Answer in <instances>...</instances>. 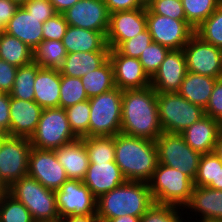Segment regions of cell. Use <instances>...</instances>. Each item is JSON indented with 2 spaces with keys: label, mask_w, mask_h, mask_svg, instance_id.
I'll return each mask as SVG.
<instances>
[{
  "label": "cell",
  "mask_w": 222,
  "mask_h": 222,
  "mask_svg": "<svg viewBox=\"0 0 222 222\" xmlns=\"http://www.w3.org/2000/svg\"><path fill=\"white\" fill-rule=\"evenodd\" d=\"M162 132L157 92L151 86L123 90L121 133L155 141Z\"/></svg>",
  "instance_id": "cell-1"
},
{
  "label": "cell",
  "mask_w": 222,
  "mask_h": 222,
  "mask_svg": "<svg viewBox=\"0 0 222 222\" xmlns=\"http://www.w3.org/2000/svg\"><path fill=\"white\" fill-rule=\"evenodd\" d=\"M114 141L115 163L124 178L148 183L159 163L155 141L121 132L114 136Z\"/></svg>",
  "instance_id": "cell-2"
},
{
  "label": "cell",
  "mask_w": 222,
  "mask_h": 222,
  "mask_svg": "<svg viewBox=\"0 0 222 222\" xmlns=\"http://www.w3.org/2000/svg\"><path fill=\"white\" fill-rule=\"evenodd\" d=\"M153 204L148 183L126 180L97 199L96 215L99 222L125 215L141 217Z\"/></svg>",
  "instance_id": "cell-3"
},
{
  "label": "cell",
  "mask_w": 222,
  "mask_h": 222,
  "mask_svg": "<svg viewBox=\"0 0 222 222\" xmlns=\"http://www.w3.org/2000/svg\"><path fill=\"white\" fill-rule=\"evenodd\" d=\"M7 192L19 200L30 212L35 222H58L54 190L45 188L36 179L25 176L14 181Z\"/></svg>",
  "instance_id": "cell-4"
},
{
  "label": "cell",
  "mask_w": 222,
  "mask_h": 222,
  "mask_svg": "<svg viewBox=\"0 0 222 222\" xmlns=\"http://www.w3.org/2000/svg\"><path fill=\"white\" fill-rule=\"evenodd\" d=\"M154 203L184 207L191 199L193 181L178 169L158 163L148 182Z\"/></svg>",
  "instance_id": "cell-5"
},
{
  "label": "cell",
  "mask_w": 222,
  "mask_h": 222,
  "mask_svg": "<svg viewBox=\"0 0 222 222\" xmlns=\"http://www.w3.org/2000/svg\"><path fill=\"white\" fill-rule=\"evenodd\" d=\"M159 122L162 130L181 134L193 123L205 116V110L178 92L157 93Z\"/></svg>",
  "instance_id": "cell-6"
},
{
  "label": "cell",
  "mask_w": 222,
  "mask_h": 222,
  "mask_svg": "<svg viewBox=\"0 0 222 222\" xmlns=\"http://www.w3.org/2000/svg\"><path fill=\"white\" fill-rule=\"evenodd\" d=\"M123 90H113L89 98V137L115 136L121 132Z\"/></svg>",
  "instance_id": "cell-7"
},
{
  "label": "cell",
  "mask_w": 222,
  "mask_h": 222,
  "mask_svg": "<svg viewBox=\"0 0 222 222\" xmlns=\"http://www.w3.org/2000/svg\"><path fill=\"white\" fill-rule=\"evenodd\" d=\"M78 137L73 133L65 109L45 108L35 132L29 138L32 147L55 150Z\"/></svg>",
  "instance_id": "cell-8"
},
{
  "label": "cell",
  "mask_w": 222,
  "mask_h": 222,
  "mask_svg": "<svg viewBox=\"0 0 222 222\" xmlns=\"http://www.w3.org/2000/svg\"><path fill=\"white\" fill-rule=\"evenodd\" d=\"M155 143L160 164L178 169L194 181L202 155L200 152L193 150L178 133L163 131Z\"/></svg>",
  "instance_id": "cell-9"
},
{
  "label": "cell",
  "mask_w": 222,
  "mask_h": 222,
  "mask_svg": "<svg viewBox=\"0 0 222 222\" xmlns=\"http://www.w3.org/2000/svg\"><path fill=\"white\" fill-rule=\"evenodd\" d=\"M31 148L26 137L8 135L0 141V179L7 187L28 175Z\"/></svg>",
  "instance_id": "cell-10"
},
{
  "label": "cell",
  "mask_w": 222,
  "mask_h": 222,
  "mask_svg": "<svg viewBox=\"0 0 222 222\" xmlns=\"http://www.w3.org/2000/svg\"><path fill=\"white\" fill-rule=\"evenodd\" d=\"M146 27L152 42L169 50H181L195 34V29L186 20L172 19L155 13H146Z\"/></svg>",
  "instance_id": "cell-11"
},
{
  "label": "cell",
  "mask_w": 222,
  "mask_h": 222,
  "mask_svg": "<svg viewBox=\"0 0 222 222\" xmlns=\"http://www.w3.org/2000/svg\"><path fill=\"white\" fill-rule=\"evenodd\" d=\"M182 50L188 72L222 78V49L194 34Z\"/></svg>",
  "instance_id": "cell-12"
},
{
  "label": "cell",
  "mask_w": 222,
  "mask_h": 222,
  "mask_svg": "<svg viewBox=\"0 0 222 222\" xmlns=\"http://www.w3.org/2000/svg\"><path fill=\"white\" fill-rule=\"evenodd\" d=\"M54 192L60 218L96 214L97 199L83 181L68 179Z\"/></svg>",
  "instance_id": "cell-13"
},
{
  "label": "cell",
  "mask_w": 222,
  "mask_h": 222,
  "mask_svg": "<svg viewBox=\"0 0 222 222\" xmlns=\"http://www.w3.org/2000/svg\"><path fill=\"white\" fill-rule=\"evenodd\" d=\"M28 176L54 191L68 180L55 151L35 147H32L29 153Z\"/></svg>",
  "instance_id": "cell-14"
},
{
  "label": "cell",
  "mask_w": 222,
  "mask_h": 222,
  "mask_svg": "<svg viewBox=\"0 0 222 222\" xmlns=\"http://www.w3.org/2000/svg\"><path fill=\"white\" fill-rule=\"evenodd\" d=\"M62 14L69 26L107 34L110 13L104 0H80Z\"/></svg>",
  "instance_id": "cell-15"
},
{
  "label": "cell",
  "mask_w": 222,
  "mask_h": 222,
  "mask_svg": "<svg viewBox=\"0 0 222 222\" xmlns=\"http://www.w3.org/2000/svg\"><path fill=\"white\" fill-rule=\"evenodd\" d=\"M146 8L116 11L110 14L106 43L116 49L123 41L146 29Z\"/></svg>",
  "instance_id": "cell-16"
},
{
  "label": "cell",
  "mask_w": 222,
  "mask_h": 222,
  "mask_svg": "<svg viewBox=\"0 0 222 222\" xmlns=\"http://www.w3.org/2000/svg\"><path fill=\"white\" fill-rule=\"evenodd\" d=\"M109 59L113 65L117 88L143 89L150 86L151 78L144 71L139 59L121 55L116 49H110Z\"/></svg>",
  "instance_id": "cell-17"
},
{
  "label": "cell",
  "mask_w": 222,
  "mask_h": 222,
  "mask_svg": "<svg viewBox=\"0 0 222 222\" xmlns=\"http://www.w3.org/2000/svg\"><path fill=\"white\" fill-rule=\"evenodd\" d=\"M187 73L183 50H170L151 78L150 86L157 93L178 92Z\"/></svg>",
  "instance_id": "cell-18"
},
{
  "label": "cell",
  "mask_w": 222,
  "mask_h": 222,
  "mask_svg": "<svg viewBox=\"0 0 222 222\" xmlns=\"http://www.w3.org/2000/svg\"><path fill=\"white\" fill-rule=\"evenodd\" d=\"M42 110L35 101L10 96V136L30 138L36 130Z\"/></svg>",
  "instance_id": "cell-19"
},
{
  "label": "cell",
  "mask_w": 222,
  "mask_h": 222,
  "mask_svg": "<svg viewBox=\"0 0 222 222\" xmlns=\"http://www.w3.org/2000/svg\"><path fill=\"white\" fill-rule=\"evenodd\" d=\"M83 183L98 199L103 194L123 184L124 178L119 166L115 162L89 163Z\"/></svg>",
  "instance_id": "cell-20"
},
{
  "label": "cell",
  "mask_w": 222,
  "mask_h": 222,
  "mask_svg": "<svg viewBox=\"0 0 222 222\" xmlns=\"http://www.w3.org/2000/svg\"><path fill=\"white\" fill-rule=\"evenodd\" d=\"M221 130L222 124L218 120L205 115L185 129L181 135L193 150L206 154L214 152Z\"/></svg>",
  "instance_id": "cell-21"
},
{
  "label": "cell",
  "mask_w": 222,
  "mask_h": 222,
  "mask_svg": "<svg viewBox=\"0 0 222 222\" xmlns=\"http://www.w3.org/2000/svg\"><path fill=\"white\" fill-rule=\"evenodd\" d=\"M42 27L43 22L40 18L19 6L5 25L4 32L18 38L33 50L43 40Z\"/></svg>",
  "instance_id": "cell-22"
},
{
  "label": "cell",
  "mask_w": 222,
  "mask_h": 222,
  "mask_svg": "<svg viewBox=\"0 0 222 222\" xmlns=\"http://www.w3.org/2000/svg\"><path fill=\"white\" fill-rule=\"evenodd\" d=\"M59 163L64 167L68 179L83 180L89 167L88 152L82 138L55 149Z\"/></svg>",
  "instance_id": "cell-23"
},
{
  "label": "cell",
  "mask_w": 222,
  "mask_h": 222,
  "mask_svg": "<svg viewBox=\"0 0 222 222\" xmlns=\"http://www.w3.org/2000/svg\"><path fill=\"white\" fill-rule=\"evenodd\" d=\"M190 211L201 215V220L222 221V190L209 187L193 186L191 199L184 207Z\"/></svg>",
  "instance_id": "cell-24"
},
{
  "label": "cell",
  "mask_w": 222,
  "mask_h": 222,
  "mask_svg": "<svg viewBox=\"0 0 222 222\" xmlns=\"http://www.w3.org/2000/svg\"><path fill=\"white\" fill-rule=\"evenodd\" d=\"M62 44L67 54L74 52L110 51L102 32L68 26Z\"/></svg>",
  "instance_id": "cell-25"
},
{
  "label": "cell",
  "mask_w": 222,
  "mask_h": 222,
  "mask_svg": "<svg viewBox=\"0 0 222 222\" xmlns=\"http://www.w3.org/2000/svg\"><path fill=\"white\" fill-rule=\"evenodd\" d=\"M60 85L59 69L40 68L34 81V101L43 109L59 107Z\"/></svg>",
  "instance_id": "cell-26"
},
{
  "label": "cell",
  "mask_w": 222,
  "mask_h": 222,
  "mask_svg": "<svg viewBox=\"0 0 222 222\" xmlns=\"http://www.w3.org/2000/svg\"><path fill=\"white\" fill-rule=\"evenodd\" d=\"M110 51L74 52L67 54L59 68L61 75L81 78L101 67L109 59Z\"/></svg>",
  "instance_id": "cell-27"
},
{
  "label": "cell",
  "mask_w": 222,
  "mask_h": 222,
  "mask_svg": "<svg viewBox=\"0 0 222 222\" xmlns=\"http://www.w3.org/2000/svg\"><path fill=\"white\" fill-rule=\"evenodd\" d=\"M217 79L187 71L178 93L191 103L205 109Z\"/></svg>",
  "instance_id": "cell-28"
},
{
  "label": "cell",
  "mask_w": 222,
  "mask_h": 222,
  "mask_svg": "<svg viewBox=\"0 0 222 222\" xmlns=\"http://www.w3.org/2000/svg\"><path fill=\"white\" fill-rule=\"evenodd\" d=\"M81 81L88 98L109 92L116 88L114 82V69L110 59L101 67L89 71L82 76Z\"/></svg>",
  "instance_id": "cell-29"
},
{
  "label": "cell",
  "mask_w": 222,
  "mask_h": 222,
  "mask_svg": "<svg viewBox=\"0 0 222 222\" xmlns=\"http://www.w3.org/2000/svg\"><path fill=\"white\" fill-rule=\"evenodd\" d=\"M0 58L17 67L33 61V51L18 38L0 32Z\"/></svg>",
  "instance_id": "cell-30"
},
{
  "label": "cell",
  "mask_w": 222,
  "mask_h": 222,
  "mask_svg": "<svg viewBox=\"0 0 222 222\" xmlns=\"http://www.w3.org/2000/svg\"><path fill=\"white\" fill-rule=\"evenodd\" d=\"M33 61L41 68L59 69L67 52L62 41L42 40L33 50Z\"/></svg>",
  "instance_id": "cell-31"
},
{
  "label": "cell",
  "mask_w": 222,
  "mask_h": 222,
  "mask_svg": "<svg viewBox=\"0 0 222 222\" xmlns=\"http://www.w3.org/2000/svg\"><path fill=\"white\" fill-rule=\"evenodd\" d=\"M40 68L34 61L25 66L18 67L13 88L9 95L25 101H34V81Z\"/></svg>",
  "instance_id": "cell-32"
},
{
  "label": "cell",
  "mask_w": 222,
  "mask_h": 222,
  "mask_svg": "<svg viewBox=\"0 0 222 222\" xmlns=\"http://www.w3.org/2000/svg\"><path fill=\"white\" fill-rule=\"evenodd\" d=\"M89 163L115 162L114 136L83 137Z\"/></svg>",
  "instance_id": "cell-33"
},
{
  "label": "cell",
  "mask_w": 222,
  "mask_h": 222,
  "mask_svg": "<svg viewBox=\"0 0 222 222\" xmlns=\"http://www.w3.org/2000/svg\"><path fill=\"white\" fill-rule=\"evenodd\" d=\"M186 21L196 29L222 3V0H181Z\"/></svg>",
  "instance_id": "cell-34"
},
{
  "label": "cell",
  "mask_w": 222,
  "mask_h": 222,
  "mask_svg": "<svg viewBox=\"0 0 222 222\" xmlns=\"http://www.w3.org/2000/svg\"><path fill=\"white\" fill-rule=\"evenodd\" d=\"M195 34L206 43L222 49V3L195 29Z\"/></svg>",
  "instance_id": "cell-35"
},
{
  "label": "cell",
  "mask_w": 222,
  "mask_h": 222,
  "mask_svg": "<svg viewBox=\"0 0 222 222\" xmlns=\"http://www.w3.org/2000/svg\"><path fill=\"white\" fill-rule=\"evenodd\" d=\"M88 99L81 78L61 75L60 108L66 109Z\"/></svg>",
  "instance_id": "cell-36"
},
{
  "label": "cell",
  "mask_w": 222,
  "mask_h": 222,
  "mask_svg": "<svg viewBox=\"0 0 222 222\" xmlns=\"http://www.w3.org/2000/svg\"><path fill=\"white\" fill-rule=\"evenodd\" d=\"M0 222H35L29 210L8 192L0 196Z\"/></svg>",
  "instance_id": "cell-37"
},
{
  "label": "cell",
  "mask_w": 222,
  "mask_h": 222,
  "mask_svg": "<svg viewBox=\"0 0 222 222\" xmlns=\"http://www.w3.org/2000/svg\"><path fill=\"white\" fill-rule=\"evenodd\" d=\"M68 122L78 138L89 137L90 102L89 99L65 109Z\"/></svg>",
  "instance_id": "cell-38"
},
{
  "label": "cell",
  "mask_w": 222,
  "mask_h": 222,
  "mask_svg": "<svg viewBox=\"0 0 222 222\" xmlns=\"http://www.w3.org/2000/svg\"><path fill=\"white\" fill-rule=\"evenodd\" d=\"M170 50L159 43L151 42L139 57L144 71L152 78Z\"/></svg>",
  "instance_id": "cell-39"
},
{
  "label": "cell",
  "mask_w": 222,
  "mask_h": 222,
  "mask_svg": "<svg viewBox=\"0 0 222 222\" xmlns=\"http://www.w3.org/2000/svg\"><path fill=\"white\" fill-rule=\"evenodd\" d=\"M177 206L154 203L140 218V222H183ZM179 210V211H178Z\"/></svg>",
  "instance_id": "cell-40"
},
{
  "label": "cell",
  "mask_w": 222,
  "mask_h": 222,
  "mask_svg": "<svg viewBox=\"0 0 222 222\" xmlns=\"http://www.w3.org/2000/svg\"><path fill=\"white\" fill-rule=\"evenodd\" d=\"M146 13H155L177 20H186L181 0H149L146 2Z\"/></svg>",
  "instance_id": "cell-41"
},
{
  "label": "cell",
  "mask_w": 222,
  "mask_h": 222,
  "mask_svg": "<svg viewBox=\"0 0 222 222\" xmlns=\"http://www.w3.org/2000/svg\"><path fill=\"white\" fill-rule=\"evenodd\" d=\"M217 154L215 152L202 154L194 186L207 187L211 182H216Z\"/></svg>",
  "instance_id": "cell-42"
},
{
  "label": "cell",
  "mask_w": 222,
  "mask_h": 222,
  "mask_svg": "<svg viewBox=\"0 0 222 222\" xmlns=\"http://www.w3.org/2000/svg\"><path fill=\"white\" fill-rule=\"evenodd\" d=\"M152 42L151 34L147 28L131 39L123 41L116 50L126 57L139 59L146 47Z\"/></svg>",
  "instance_id": "cell-43"
},
{
  "label": "cell",
  "mask_w": 222,
  "mask_h": 222,
  "mask_svg": "<svg viewBox=\"0 0 222 222\" xmlns=\"http://www.w3.org/2000/svg\"><path fill=\"white\" fill-rule=\"evenodd\" d=\"M68 23L62 13H57L53 17L47 19L43 23L42 34L43 40H58L62 41L66 30L68 28Z\"/></svg>",
  "instance_id": "cell-44"
},
{
  "label": "cell",
  "mask_w": 222,
  "mask_h": 222,
  "mask_svg": "<svg viewBox=\"0 0 222 222\" xmlns=\"http://www.w3.org/2000/svg\"><path fill=\"white\" fill-rule=\"evenodd\" d=\"M204 110L205 115L218 120L222 124V78L216 80L208 104Z\"/></svg>",
  "instance_id": "cell-45"
},
{
  "label": "cell",
  "mask_w": 222,
  "mask_h": 222,
  "mask_svg": "<svg viewBox=\"0 0 222 222\" xmlns=\"http://www.w3.org/2000/svg\"><path fill=\"white\" fill-rule=\"evenodd\" d=\"M22 6L33 16L40 18L43 23L57 14L49 0H27Z\"/></svg>",
  "instance_id": "cell-46"
},
{
  "label": "cell",
  "mask_w": 222,
  "mask_h": 222,
  "mask_svg": "<svg viewBox=\"0 0 222 222\" xmlns=\"http://www.w3.org/2000/svg\"><path fill=\"white\" fill-rule=\"evenodd\" d=\"M18 67L0 58V92L10 93L15 81Z\"/></svg>",
  "instance_id": "cell-47"
},
{
  "label": "cell",
  "mask_w": 222,
  "mask_h": 222,
  "mask_svg": "<svg viewBox=\"0 0 222 222\" xmlns=\"http://www.w3.org/2000/svg\"><path fill=\"white\" fill-rule=\"evenodd\" d=\"M109 13L146 8L145 0H104Z\"/></svg>",
  "instance_id": "cell-48"
},
{
  "label": "cell",
  "mask_w": 222,
  "mask_h": 222,
  "mask_svg": "<svg viewBox=\"0 0 222 222\" xmlns=\"http://www.w3.org/2000/svg\"><path fill=\"white\" fill-rule=\"evenodd\" d=\"M10 95L0 92V125L8 132L10 136Z\"/></svg>",
  "instance_id": "cell-49"
},
{
  "label": "cell",
  "mask_w": 222,
  "mask_h": 222,
  "mask_svg": "<svg viewBox=\"0 0 222 222\" xmlns=\"http://www.w3.org/2000/svg\"><path fill=\"white\" fill-rule=\"evenodd\" d=\"M19 5L10 0H0V26L4 29L5 25L15 14Z\"/></svg>",
  "instance_id": "cell-50"
},
{
  "label": "cell",
  "mask_w": 222,
  "mask_h": 222,
  "mask_svg": "<svg viewBox=\"0 0 222 222\" xmlns=\"http://www.w3.org/2000/svg\"><path fill=\"white\" fill-rule=\"evenodd\" d=\"M58 222H99V218L96 214L84 215V216H67L60 218Z\"/></svg>",
  "instance_id": "cell-51"
},
{
  "label": "cell",
  "mask_w": 222,
  "mask_h": 222,
  "mask_svg": "<svg viewBox=\"0 0 222 222\" xmlns=\"http://www.w3.org/2000/svg\"><path fill=\"white\" fill-rule=\"evenodd\" d=\"M54 6L57 13H63L68 8H71L76 2L80 0H49Z\"/></svg>",
  "instance_id": "cell-52"
},
{
  "label": "cell",
  "mask_w": 222,
  "mask_h": 222,
  "mask_svg": "<svg viewBox=\"0 0 222 222\" xmlns=\"http://www.w3.org/2000/svg\"><path fill=\"white\" fill-rule=\"evenodd\" d=\"M207 187L222 190V161L217 155V174H216V182H211Z\"/></svg>",
  "instance_id": "cell-53"
},
{
  "label": "cell",
  "mask_w": 222,
  "mask_h": 222,
  "mask_svg": "<svg viewBox=\"0 0 222 222\" xmlns=\"http://www.w3.org/2000/svg\"><path fill=\"white\" fill-rule=\"evenodd\" d=\"M140 218L141 217L125 215L114 219H109L107 222H140Z\"/></svg>",
  "instance_id": "cell-54"
},
{
  "label": "cell",
  "mask_w": 222,
  "mask_h": 222,
  "mask_svg": "<svg viewBox=\"0 0 222 222\" xmlns=\"http://www.w3.org/2000/svg\"><path fill=\"white\" fill-rule=\"evenodd\" d=\"M214 152L219 156L220 160L222 161V130L218 135Z\"/></svg>",
  "instance_id": "cell-55"
},
{
  "label": "cell",
  "mask_w": 222,
  "mask_h": 222,
  "mask_svg": "<svg viewBox=\"0 0 222 222\" xmlns=\"http://www.w3.org/2000/svg\"><path fill=\"white\" fill-rule=\"evenodd\" d=\"M8 136V132L0 125V141Z\"/></svg>",
  "instance_id": "cell-56"
},
{
  "label": "cell",
  "mask_w": 222,
  "mask_h": 222,
  "mask_svg": "<svg viewBox=\"0 0 222 222\" xmlns=\"http://www.w3.org/2000/svg\"><path fill=\"white\" fill-rule=\"evenodd\" d=\"M8 187L0 179V196L7 192Z\"/></svg>",
  "instance_id": "cell-57"
},
{
  "label": "cell",
  "mask_w": 222,
  "mask_h": 222,
  "mask_svg": "<svg viewBox=\"0 0 222 222\" xmlns=\"http://www.w3.org/2000/svg\"><path fill=\"white\" fill-rule=\"evenodd\" d=\"M16 2L19 6H22L27 0H10Z\"/></svg>",
  "instance_id": "cell-58"
},
{
  "label": "cell",
  "mask_w": 222,
  "mask_h": 222,
  "mask_svg": "<svg viewBox=\"0 0 222 222\" xmlns=\"http://www.w3.org/2000/svg\"><path fill=\"white\" fill-rule=\"evenodd\" d=\"M201 222H222V221H220V220H202Z\"/></svg>",
  "instance_id": "cell-59"
},
{
  "label": "cell",
  "mask_w": 222,
  "mask_h": 222,
  "mask_svg": "<svg viewBox=\"0 0 222 222\" xmlns=\"http://www.w3.org/2000/svg\"><path fill=\"white\" fill-rule=\"evenodd\" d=\"M4 31V29L0 26V32H3Z\"/></svg>",
  "instance_id": "cell-60"
}]
</instances>
